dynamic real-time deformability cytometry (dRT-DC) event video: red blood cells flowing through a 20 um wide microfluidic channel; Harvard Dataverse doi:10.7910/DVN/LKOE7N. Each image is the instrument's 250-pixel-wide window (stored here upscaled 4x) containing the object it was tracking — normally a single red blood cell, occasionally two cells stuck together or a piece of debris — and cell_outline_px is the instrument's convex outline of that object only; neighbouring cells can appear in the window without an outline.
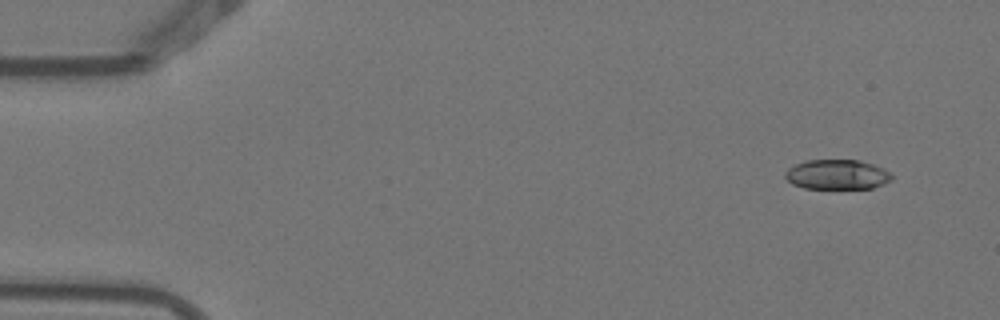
{"species": "Egyptian fruit bat (a non-hibernating species)", "species_latin": "Rousettus aegyptiacus", "temperature_condition": "warm", "stored_images_in_passage": 4, "camera_frame_rate_fps": 3000, "um_per_image_px": 0.085, "animal": {"sex": "female"}, "frame": {"image": 1, "passage_image": 1, "time_ms": 0.0, "image_size_px": [1000, 320], "cell_outline_px": [[892, 180], [884, 184], [872, 188], [804, 188], [792, 184], [784, 176], [784, 172], [788, 168], [804, 160], [860, 160], [884, 168], [892, 176]], "centroid_in_image_um": [71.14, 14.83], "position_along_channel_um": 13.9, "area_um2": 18.55}}
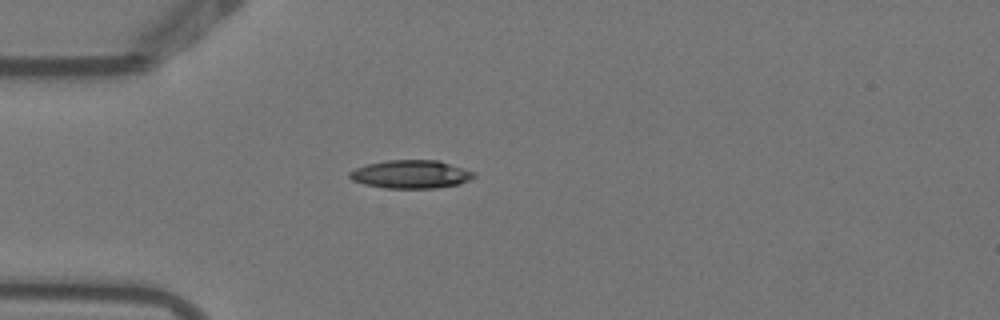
{"frame": {"image": 2, "passage_image": 4, "time_ms": 1.0, "image_size_px": [1000, 320], "cell_outline_px": [[476, 176], [460, 184], [436, 188], [384, 188], [364, 184], [352, 180], [348, 176], [348, 172], [356, 168], [368, 164], [388, 160], [440, 160], [476, 172]], "centroid_in_image_um": [34.95, 14.81], "position_along_channel_um": 50.1, "area_um2": 20.58}}